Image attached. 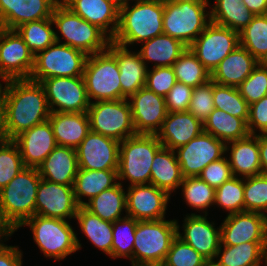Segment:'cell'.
I'll return each mask as SVG.
<instances>
[{
    "label": "cell",
    "mask_w": 267,
    "mask_h": 266,
    "mask_svg": "<svg viewBox=\"0 0 267 266\" xmlns=\"http://www.w3.org/2000/svg\"><path fill=\"white\" fill-rule=\"evenodd\" d=\"M40 180L37 168L25 167L0 190V210L16 232L35 215Z\"/></svg>",
    "instance_id": "cell-5"
},
{
    "label": "cell",
    "mask_w": 267,
    "mask_h": 266,
    "mask_svg": "<svg viewBox=\"0 0 267 266\" xmlns=\"http://www.w3.org/2000/svg\"><path fill=\"white\" fill-rule=\"evenodd\" d=\"M182 227L177 224V236L192 246L209 263L213 262L221 244V228L207 215L196 213L186 214ZM182 229V233L180 232Z\"/></svg>",
    "instance_id": "cell-16"
},
{
    "label": "cell",
    "mask_w": 267,
    "mask_h": 266,
    "mask_svg": "<svg viewBox=\"0 0 267 266\" xmlns=\"http://www.w3.org/2000/svg\"><path fill=\"white\" fill-rule=\"evenodd\" d=\"M176 82L172 66L148 68L145 87L165 98Z\"/></svg>",
    "instance_id": "cell-51"
},
{
    "label": "cell",
    "mask_w": 267,
    "mask_h": 266,
    "mask_svg": "<svg viewBox=\"0 0 267 266\" xmlns=\"http://www.w3.org/2000/svg\"><path fill=\"white\" fill-rule=\"evenodd\" d=\"M259 158L262 174L267 175V134H259Z\"/></svg>",
    "instance_id": "cell-56"
},
{
    "label": "cell",
    "mask_w": 267,
    "mask_h": 266,
    "mask_svg": "<svg viewBox=\"0 0 267 266\" xmlns=\"http://www.w3.org/2000/svg\"><path fill=\"white\" fill-rule=\"evenodd\" d=\"M14 232V228L6 221L2 211L0 210V241L7 242Z\"/></svg>",
    "instance_id": "cell-59"
},
{
    "label": "cell",
    "mask_w": 267,
    "mask_h": 266,
    "mask_svg": "<svg viewBox=\"0 0 267 266\" xmlns=\"http://www.w3.org/2000/svg\"><path fill=\"white\" fill-rule=\"evenodd\" d=\"M182 187V188H181ZM182 198L186 205L201 215H209L208 208L214 206L216 189L209 186L199 176L185 177L180 184Z\"/></svg>",
    "instance_id": "cell-40"
},
{
    "label": "cell",
    "mask_w": 267,
    "mask_h": 266,
    "mask_svg": "<svg viewBox=\"0 0 267 266\" xmlns=\"http://www.w3.org/2000/svg\"><path fill=\"white\" fill-rule=\"evenodd\" d=\"M138 220L125 216L113 222V240L111 245V258L132 259L135 231Z\"/></svg>",
    "instance_id": "cell-44"
},
{
    "label": "cell",
    "mask_w": 267,
    "mask_h": 266,
    "mask_svg": "<svg viewBox=\"0 0 267 266\" xmlns=\"http://www.w3.org/2000/svg\"><path fill=\"white\" fill-rule=\"evenodd\" d=\"M120 142L90 131L76 148L80 169L118 170Z\"/></svg>",
    "instance_id": "cell-18"
},
{
    "label": "cell",
    "mask_w": 267,
    "mask_h": 266,
    "mask_svg": "<svg viewBox=\"0 0 267 266\" xmlns=\"http://www.w3.org/2000/svg\"><path fill=\"white\" fill-rule=\"evenodd\" d=\"M247 128L250 135L267 134V95L249 105Z\"/></svg>",
    "instance_id": "cell-54"
},
{
    "label": "cell",
    "mask_w": 267,
    "mask_h": 266,
    "mask_svg": "<svg viewBox=\"0 0 267 266\" xmlns=\"http://www.w3.org/2000/svg\"><path fill=\"white\" fill-rule=\"evenodd\" d=\"M225 154H227L226 157L234 177L246 178L262 174L259 158V134H249L243 139L226 143Z\"/></svg>",
    "instance_id": "cell-27"
},
{
    "label": "cell",
    "mask_w": 267,
    "mask_h": 266,
    "mask_svg": "<svg viewBox=\"0 0 267 266\" xmlns=\"http://www.w3.org/2000/svg\"><path fill=\"white\" fill-rule=\"evenodd\" d=\"M123 186L118 183L114 187L105 189L87 201L83 207L102 220L112 223L127 216L126 214L123 216V211L126 213V191Z\"/></svg>",
    "instance_id": "cell-35"
},
{
    "label": "cell",
    "mask_w": 267,
    "mask_h": 266,
    "mask_svg": "<svg viewBox=\"0 0 267 266\" xmlns=\"http://www.w3.org/2000/svg\"><path fill=\"white\" fill-rule=\"evenodd\" d=\"M88 55L66 44L55 42L34 56L30 80L40 82L49 77L83 76Z\"/></svg>",
    "instance_id": "cell-10"
},
{
    "label": "cell",
    "mask_w": 267,
    "mask_h": 266,
    "mask_svg": "<svg viewBox=\"0 0 267 266\" xmlns=\"http://www.w3.org/2000/svg\"><path fill=\"white\" fill-rule=\"evenodd\" d=\"M25 168L20 150L13 140L0 142V190Z\"/></svg>",
    "instance_id": "cell-47"
},
{
    "label": "cell",
    "mask_w": 267,
    "mask_h": 266,
    "mask_svg": "<svg viewBox=\"0 0 267 266\" xmlns=\"http://www.w3.org/2000/svg\"><path fill=\"white\" fill-rule=\"evenodd\" d=\"M267 242H246L228 246L220 244L213 263L216 266L266 265Z\"/></svg>",
    "instance_id": "cell-33"
},
{
    "label": "cell",
    "mask_w": 267,
    "mask_h": 266,
    "mask_svg": "<svg viewBox=\"0 0 267 266\" xmlns=\"http://www.w3.org/2000/svg\"><path fill=\"white\" fill-rule=\"evenodd\" d=\"M162 147L156 134H136L120 142L118 181L123 185L150 184L151 165ZM125 180V181H124Z\"/></svg>",
    "instance_id": "cell-6"
},
{
    "label": "cell",
    "mask_w": 267,
    "mask_h": 266,
    "mask_svg": "<svg viewBox=\"0 0 267 266\" xmlns=\"http://www.w3.org/2000/svg\"><path fill=\"white\" fill-rule=\"evenodd\" d=\"M208 266H216L213 262H210Z\"/></svg>",
    "instance_id": "cell-63"
},
{
    "label": "cell",
    "mask_w": 267,
    "mask_h": 266,
    "mask_svg": "<svg viewBox=\"0 0 267 266\" xmlns=\"http://www.w3.org/2000/svg\"><path fill=\"white\" fill-rule=\"evenodd\" d=\"M178 220L138 221L133 246L132 266H161L173 239Z\"/></svg>",
    "instance_id": "cell-7"
},
{
    "label": "cell",
    "mask_w": 267,
    "mask_h": 266,
    "mask_svg": "<svg viewBox=\"0 0 267 266\" xmlns=\"http://www.w3.org/2000/svg\"><path fill=\"white\" fill-rule=\"evenodd\" d=\"M199 177L215 189L224 182L230 180L233 177V174L226 155L220 160L208 164Z\"/></svg>",
    "instance_id": "cell-52"
},
{
    "label": "cell",
    "mask_w": 267,
    "mask_h": 266,
    "mask_svg": "<svg viewBox=\"0 0 267 266\" xmlns=\"http://www.w3.org/2000/svg\"><path fill=\"white\" fill-rule=\"evenodd\" d=\"M214 107L228 114L242 118L246 123L249 118V104L241 96L238 87L220 85L213 82Z\"/></svg>",
    "instance_id": "cell-43"
},
{
    "label": "cell",
    "mask_w": 267,
    "mask_h": 266,
    "mask_svg": "<svg viewBox=\"0 0 267 266\" xmlns=\"http://www.w3.org/2000/svg\"><path fill=\"white\" fill-rule=\"evenodd\" d=\"M183 179L175 150L162 146L152 161L150 184L172 196L173 192L180 189Z\"/></svg>",
    "instance_id": "cell-31"
},
{
    "label": "cell",
    "mask_w": 267,
    "mask_h": 266,
    "mask_svg": "<svg viewBox=\"0 0 267 266\" xmlns=\"http://www.w3.org/2000/svg\"><path fill=\"white\" fill-rule=\"evenodd\" d=\"M119 77L118 62L108 49L88 55L83 78L90 103L122 99Z\"/></svg>",
    "instance_id": "cell-9"
},
{
    "label": "cell",
    "mask_w": 267,
    "mask_h": 266,
    "mask_svg": "<svg viewBox=\"0 0 267 266\" xmlns=\"http://www.w3.org/2000/svg\"><path fill=\"white\" fill-rule=\"evenodd\" d=\"M23 251L18 246L5 245L0 250V266H22Z\"/></svg>",
    "instance_id": "cell-55"
},
{
    "label": "cell",
    "mask_w": 267,
    "mask_h": 266,
    "mask_svg": "<svg viewBox=\"0 0 267 266\" xmlns=\"http://www.w3.org/2000/svg\"><path fill=\"white\" fill-rule=\"evenodd\" d=\"M265 266H267V250H266V265Z\"/></svg>",
    "instance_id": "cell-64"
},
{
    "label": "cell",
    "mask_w": 267,
    "mask_h": 266,
    "mask_svg": "<svg viewBox=\"0 0 267 266\" xmlns=\"http://www.w3.org/2000/svg\"><path fill=\"white\" fill-rule=\"evenodd\" d=\"M75 219L80 227V232L89 239L90 243L111 258L113 223L102 220L83 206L78 207Z\"/></svg>",
    "instance_id": "cell-36"
},
{
    "label": "cell",
    "mask_w": 267,
    "mask_h": 266,
    "mask_svg": "<svg viewBox=\"0 0 267 266\" xmlns=\"http://www.w3.org/2000/svg\"><path fill=\"white\" fill-rule=\"evenodd\" d=\"M113 3L118 9H120L128 0H106Z\"/></svg>",
    "instance_id": "cell-60"
},
{
    "label": "cell",
    "mask_w": 267,
    "mask_h": 266,
    "mask_svg": "<svg viewBox=\"0 0 267 266\" xmlns=\"http://www.w3.org/2000/svg\"><path fill=\"white\" fill-rule=\"evenodd\" d=\"M0 87L5 97L8 140L48 120L51 111L44 88L39 82L12 79L3 81Z\"/></svg>",
    "instance_id": "cell-1"
},
{
    "label": "cell",
    "mask_w": 267,
    "mask_h": 266,
    "mask_svg": "<svg viewBox=\"0 0 267 266\" xmlns=\"http://www.w3.org/2000/svg\"><path fill=\"white\" fill-rule=\"evenodd\" d=\"M203 131V123L188 111L168 112L156 136L162 146L176 150Z\"/></svg>",
    "instance_id": "cell-25"
},
{
    "label": "cell",
    "mask_w": 267,
    "mask_h": 266,
    "mask_svg": "<svg viewBox=\"0 0 267 266\" xmlns=\"http://www.w3.org/2000/svg\"><path fill=\"white\" fill-rule=\"evenodd\" d=\"M51 18L56 42L79 49L87 55L105 51L112 41L103 30L73 13L61 1L55 6Z\"/></svg>",
    "instance_id": "cell-3"
},
{
    "label": "cell",
    "mask_w": 267,
    "mask_h": 266,
    "mask_svg": "<svg viewBox=\"0 0 267 266\" xmlns=\"http://www.w3.org/2000/svg\"><path fill=\"white\" fill-rule=\"evenodd\" d=\"M126 215L138 221L161 220L166 217L170 195L153 184L126 187Z\"/></svg>",
    "instance_id": "cell-17"
},
{
    "label": "cell",
    "mask_w": 267,
    "mask_h": 266,
    "mask_svg": "<svg viewBox=\"0 0 267 266\" xmlns=\"http://www.w3.org/2000/svg\"><path fill=\"white\" fill-rule=\"evenodd\" d=\"M118 183V170H84L79 168L73 185L75 200L79 206H83L94 196Z\"/></svg>",
    "instance_id": "cell-34"
},
{
    "label": "cell",
    "mask_w": 267,
    "mask_h": 266,
    "mask_svg": "<svg viewBox=\"0 0 267 266\" xmlns=\"http://www.w3.org/2000/svg\"><path fill=\"white\" fill-rule=\"evenodd\" d=\"M73 13L103 30L111 39L119 25V9L106 0H60Z\"/></svg>",
    "instance_id": "cell-26"
},
{
    "label": "cell",
    "mask_w": 267,
    "mask_h": 266,
    "mask_svg": "<svg viewBox=\"0 0 267 266\" xmlns=\"http://www.w3.org/2000/svg\"><path fill=\"white\" fill-rule=\"evenodd\" d=\"M60 0H0V28L15 30L21 24L52 17Z\"/></svg>",
    "instance_id": "cell-22"
},
{
    "label": "cell",
    "mask_w": 267,
    "mask_h": 266,
    "mask_svg": "<svg viewBox=\"0 0 267 266\" xmlns=\"http://www.w3.org/2000/svg\"><path fill=\"white\" fill-rule=\"evenodd\" d=\"M220 225L221 244L234 246L246 242H267L266 215L243 211L226 215Z\"/></svg>",
    "instance_id": "cell-20"
},
{
    "label": "cell",
    "mask_w": 267,
    "mask_h": 266,
    "mask_svg": "<svg viewBox=\"0 0 267 266\" xmlns=\"http://www.w3.org/2000/svg\"><path fill=\"white\" fill-rule=\"evenodd\" d=\"M192 91L193 87L177 81L165 97L167 111H188Z\"/></svg>",
    "instance_id": "cell-53"
},
{
    "label": "cell",
    "mask_w": 267,
    "mask_h": 266,
    "mask_svg": "<svg viewBox=\"0 0 267 266\" xmlns=\"http://www.w3.org/2000/svg\"><path fill=\"white\" fill-rule=\"evenodd\" d=\"M37 169L42 179L74 185L79 170L76 149L57 145Z\"/></svg>",
    "instance_id": "cell-28"
},
{
    "label": "cell",
    "mask_w": 267,
    "mask_h": 266,
    "mask_svg": "<svg viewBox=\"0 0 267 266\" xmlns=\"http://www.w3.org/2000/svg\"><path fill=\"white\" fill-rule=\"evenodd\" d=\"M78 207L73 185H61L41 178L35 202V215L70 221L75 219Z\"/></svg>",
    "instance_id": "cell-19"
},
{
    "label": "cell",
    "mask_w": 267,
    "mask_h": 266,
    "mask_svg": "<svg viewBox=\"0 0 267 266\" xmlns=\"http://www.w3.org/2000/svg\"><path fill=\"white\" fill-rule=\"evenodd\" d=\"M267 68V56L261 62Z\"/></svg>",
    "instance_id": "cell-61"
},
{
    "label": "cell",
    "mask_w": 267,
    "mask_h": 266,
    "mask_svg": "<svg viewBox=\"0 0 267 266\" xmlns=\"http://www.w3.org/2000/svg\"><path fill=\"white\" fill-rule=\"evenodd\" d=\"M243 46L236 47L211 73V80L220 85L238 87L258 65Z\"/></svg>",
    "instance_id": "cell-29"
},
{
    "label": "cell",
    "mask_w": 267,
    "mask_h": 266,
    "mask_svg": "<svg viewBox=\"0 0 267 266\" xmlns=\"http://www.w3.org/2000/svg\"><path fill=\"white\" fill-rule=\"evenodd\" d=\"M176 81L197 87L211 80V73L197 59L189 47L172 65Z\"/></svg>",
    "instance_id": "cell-42"
},
{
    "label": "cell",
    "mask_w": 267,
    "mask_h": 266,
    "mask_svg": "<svg viewBox=\"0 0 267 266\" xmlns=\"http://www.w3.org/2000/svg\"><path fill=\"white\" fill-rule=\"evenodd\" d=\"M52 18L26 22L15 30L23 38L28 49L36 55L56 42L55 28Z\"/></svg>",
    "instance_id": "cell-39"
},
{
    "label": "cell",
    "mask_w": 267,
    "mask_h": 266,
    "mask_svg": "<svg viewBox=\"0 0 267 266\" xmlns=\"http://www.w3.org/2000/svg\"><path fill=\"white\" fill-rule=\"evenodd\" d=\"M244 211L267 215V175L244 178Z\"/></svg>",
    "instance_id": "cell-46"
},
{
    "label": "cell",
    "mask_w": 267,
    "mask_h": 266,
    "mask_svg": "<svg viewBox=\"0 0 267 266\" xmlns=\"http://www.w3.org/2000/svg\"><path fill=\"white\" fill-rule=\"evenodd\" d=\"M225 143L202 131L189 143L178 147L175 152L183 177H196L210 164L224 157Z\"/></svg>",
    "instance_id": "cell-15"
},
{
    "label": "cell",
    "mask_w": 267,
    "mask_h": 266,
    "mask_svg": "<svg viewBox=\"0 0 267 266\" xmlns=\"http://www.w3.org/2000/svg\"><path fill=\"white\" fill-rule=\"evenodd\" d=\"M90 130L119 142L136 135L127 99L90 103L87 110Z\"/></svg>",
    "instance_id": "cell-11"
},
{
    "label": "cell",
    "mask_w": 267,
    "mask_h": 266,
    "mask_svg": "<svg viewBox=\"0 0 267 266\" xmlns=\"http://www.w3.org/2000/svg\"><path fill=\"white\" fill-rule=\"evenodd\" d=\"M108 50L116 57L118 62L122 99H128L145 86L148 68L137 50H129L128 47L121 46L113 41L110 42Z\"/></svg>",
    "instance_id": "cell-24"
},
{
    "label": "cell",
    "mask_w": 267,
    "mask_h": 266,
    "mask_svg": "<svg viewBox=\"0 0 267 266\" xmlns=\"http://www.w3.org/2000/svg\"><path fill=\"white\" fill-rule=\"evenodd\" d=\"M214 109L213 81L194 87L188 112L203 123Z\"/></svg>",
    "instance_id": "cell-50"
},
{
    "label": "cell",
    "mask_w": 267,
    "mask_h": 266,
    "mask_svg": "<svg viewBox=\"0 0 267 266\" xmlns=\"http://www.w3.org/2000/svg\"><path fill=\"white\" fill-rule=\"evenodd\" d=\"M7 243L1 242L0 241V250L6 245Z\"/></svg>",
    "instance_id": "cell-62"
},
{
    "label": "cell",
    "mask_w": 267,
    "mask_h": 266,
    "mask_svg": "<svg viewBox=\"0 0 267 266\" xmlns=\"http://www.w3.org/2000/svg\"><path fill=\"white\" fill-rule=\"evenodd\" d=\"M203 131L213 135L225 144L243 139L249 135L247 123L242 118L234 117L217 108L203 122Z\"/></svg>",
    "instance_id": "cell-38"
},
{
    "label": "cell",
    "mask_w": 267,
    "mask_h": 266,
    "mask_svg": "<svg viewBox=\"0 0 267 266\" xmlns=\"http://www.w3.org/2000/svg\"><path fill=\"white\" fill-rule=\"evenodd\" d=\"M209 262L192 246L176 236L161 266H208Z\"/></svg>",
    "instance_id": "cell-48"
},
{
    "label": "cell",
    "mask_w": 267,
    "mask_h": 266,
    "mask_svg": "<svg viewBox=\"0 0 267 266\" xmlns=\"http://www.w3.org/2000/svg\"><path fill=\"white\" fill-rule=\"evenodd\" d=\"M244 5L255 15L267 14V0H242Z\"/></svg>",
    "instance_id": "cell-57"
},
{
    "label": "cell",
    "mask_w": 267,
    "mask_h": 266,
    "mask_svg": "<svg viewBox=\"0 0 267 266\" xmlns=\"http://www.w3.org/2000/svg\"><path fill=\"white\" fill-rule=\"evenodd\" d=\"M24 226H29L33 241L46 258L64 260L82 248L78 234L68 220L34 215L21 227Z\"/></svg>",
    "instance_id": "cell-8"
},
{
    "label": "cell",
    "mask_w": 267,
    "mask_h": 266,
    "mask_svg": "<svg viewBox=\"0 0 267 266\" xmlns=\"http://www.w3.org/2000/svg\"><path fill=\"white\" fill-rule=\"evenodd\" d=\"M127 100L136 133L157 134L168 113L165 98L144 86Z\"/></svg>",
    "instance_id": "cell-21"
},
{
    "label": "cell",
    "mask_w": 267,
    "mask_h": 266,
    "mask_svg": "<svg viewBox=\"0 0 267 266\" xmlns=\"http://www.w3.org/2000/svg\"><path fill=\"white\" fill-rule=\"evenodd\" d=\"M240 45L239 32L210 22L189 49L212 73L217 65Z\"/></svg>",
    "instance_id": "cell-12"
},
{
    "label": "cell",
    "mask_w": 267,
    "mask_h": 266,
    "mask_svg": "<svg viewBox=\"0 0 267 266\" xmlns=\"http://www.w3.org/2000/svg\"><path fill=\"white\" fill-rule=\"evenodd\" d=\"M210 3V21L240 32L255 16L242 0H215Z\"/></svg>",
    "instance_id": "cell-37"
},
{
    "label": "cell",
    "mask_w": 267,
    "mask_h": 266,
    "mask_svg": "<svg viewBox=\"0 0 267 266\" xmlns=\"http://www.w3.org/2000/svg\"><path fill=\"white\" fill-rule=\"evenodd\" d=\"M241 96L250 105L267 95V68L259 62L252 73L238 86Z\"/></svg>",
    "instance_id": "cell-49"
},
{
    "label": "cell",
    "mask_w": 267,
    "mask_h": 266,
    "mask_svg": "<svg viewBox=\"0 0 267 266\" xmlns=\"http://www.w3.org/2000/svg\"><path fill=\"white\" fill-rule=\"evenodd\" d=\"M210 0H164L163 30L187 47L210 21Z\"/></svg>",
    "instance_id": "cell-4"
},
{
    "label": "cell",
    "mask_w": 267,
    "mask_h": 266,
    "mask_svg": "<svg viewBox=\"0 0 267 266\" xmlns=\"http://www.w3.org/2000/svg\"><path fill=\"white\" fill-rule=\"evenodd\" d=\"M140 47L138 53L147 68L148 63H153L152 68L172 66L188 48L181 41L164 33L143 42Z\"/></svg>",
    "instance_id": "cell-32"
},
{
    "label": "cell",
    "mask_w": 267,
    "mask_h": 266,
    "mask_svg": "<svg viewBox=\"0 0 267 266\" xmlns=\"http://www.w3.org/2000/svg\"><path fill=\"white\" fill-rule=\"evenodd\" d=\"M227 215L244 211V178L232 177L216 188L214 206Z\"/></svg>",
    "instance_id": "cell-45"
},
{
    "label": "cell",
    "mask_w": 267,
    "mask_h": 266,
    "mask_svg": "<svg viewBox=\"0 0 267 266\" xmlns=\"http://www.w3.org/2000/svg\"><path fill=\"white\" fill-rule=\"evenodd\" d=\"M13 141L25 167L37 168L57 146L49 120L20 133Z\"/></svg>",
    "instance_id": "cell-23"
},
{
    "label": "cell",
    "mask_w": 267,
    "mask_h": 266,
    "mask_svg": "<svg viewBox=\"0 0 267 266\" xmlns=\"http://www.w3.org/2000/svg\"><path fill=\"white\" fill-rule=\"evenodd\" d=\"M48 120L59 146L76 149L91 131L87 112H51Z\"/></svg>",
    "instance_id": "cell-30"
},
{
    "label": "cell",
    "mask_w": 267,
    "mask_h": 266,
    "mask_svg": "<svg viewBox=\"0 0 267 266\" xmlns=\"http://www.w3.org/2000/svg\"><path fill=\"white\" fill-rule=\"evenodd\" d=\"M240 45L259 62L267 56V14L255 15L239 32Z\"/></svg>",
    "instance_id": "cell-41"
},
{
    "label": "cell",
    "mask_w": 267,
    "mask_h": 266,
    "mask_svg": "<svg viewBox=\"0 0 267 266\" xmlns=\"http://www.w3.org/2000/svg\"><path fill=\"white\" fill-rule=\"evenodd\" d=\"M134 3L130 5V2ZM164 0H128L119 9V25L112 41L128 47L164 33Z\"/></svg>",
    "instance_id": "cell-2"
},
{
    "label": "cell",
    "mask_w": 267,
    "mask_h": 266,
    "mask_svg": "<svg viewBox=\"0 0 267 266\" xmlns=\"http://www.w3.org/2000/svg\"><path fill=\"white\" fill-rule=\"evenodd\" d=\"M8 140L5 119V97L0 87V142Z\"/></svg>",
    "instance_id": "cell-58"
},
{
    "label": "cell",
    "mask_w": 267,
    "mask_h": 266,
    "mask_svg": "<svg viewBox=\"0 0 267 266\" xmlns=\"http://www.w3.org/2000/svg\"><path fill=\"white\" fill-rule=\"evenodd\" d=\"M51 112H87L90 101L83 76L49 77L39 82Z\"/></svg>",
    "instance_id": "cell-13"
},
{
    "label": "cell",
    "mask_w": 267,
    "mask_h": 266,
    "mask_svg": "<svg viewBox=\"0 0 267 266\" xmlns=\"http://www.w3.org/2000/svg\"><path fill=\"white\" fill-rule=\"evenodd\" d=\"M34 56L16 30L0 28V84L12 79H29Z\"/></svg>",
    "instance_id": "cell-14"
}]
</instances>
